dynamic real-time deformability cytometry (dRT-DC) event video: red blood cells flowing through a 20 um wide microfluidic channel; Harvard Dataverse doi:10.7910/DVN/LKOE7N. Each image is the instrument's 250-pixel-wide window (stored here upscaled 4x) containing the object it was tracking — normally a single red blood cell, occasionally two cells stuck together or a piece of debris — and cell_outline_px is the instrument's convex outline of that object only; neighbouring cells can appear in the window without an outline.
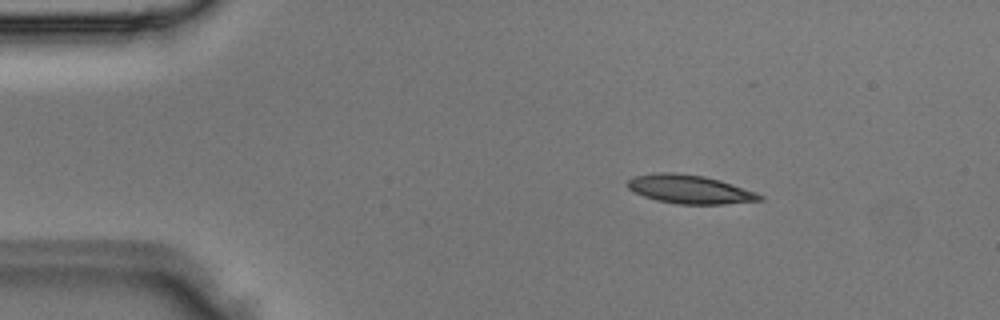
{"species": "Egyptian fruit bat (a non-hibernating species)", "species_latin": "Rousettus aegyptiacus", "temperature_condition": "room temperature", "stored_images_in_passage": 3, "camera_frame_rate_fps": 3000, "um_per_image_px": 0.085, "animal": {"sex": "male"}, "frame": {"image": 1, "passage_image": 1, "time_ms": 0.0, "image_size_px": [1000, 320], "cell_outline_px": [[764, 200], [724, 204], [676, 204], [656, 200], [644, 196], [628, 188], [628, 180], [632, 176], [656, 172], [676, 172], [704, 176], [720, 180], [756, 192], [764, 196]], "centroid_in_image_um": [58.63, 16.08], "position_along_channel_um": 26.4, "area_um2": 22.14}}
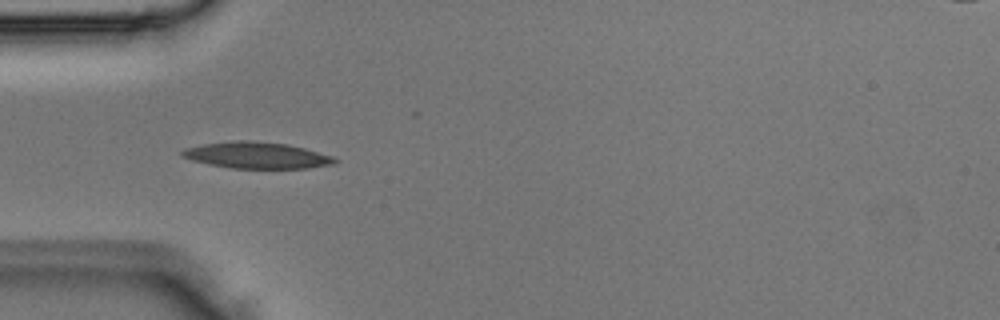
{"frame": {"image": 2, "passage_image": 3, "time_ms": 0.667, "image_size_px": [1000, 320], "cell_outline_px": [[340, 160], [336, 164], [308, 168], [232, 168], [208, 164], [192, 160], [180, 156], [180, 152], [184, 148], [204, 144], [236, 140], [248, 140], [288, 144], [336, 156]], "centroid_in_image_um": [21.87, 13.2], "position_along_channel_um": 63.1, "area_um2": 23.7}}